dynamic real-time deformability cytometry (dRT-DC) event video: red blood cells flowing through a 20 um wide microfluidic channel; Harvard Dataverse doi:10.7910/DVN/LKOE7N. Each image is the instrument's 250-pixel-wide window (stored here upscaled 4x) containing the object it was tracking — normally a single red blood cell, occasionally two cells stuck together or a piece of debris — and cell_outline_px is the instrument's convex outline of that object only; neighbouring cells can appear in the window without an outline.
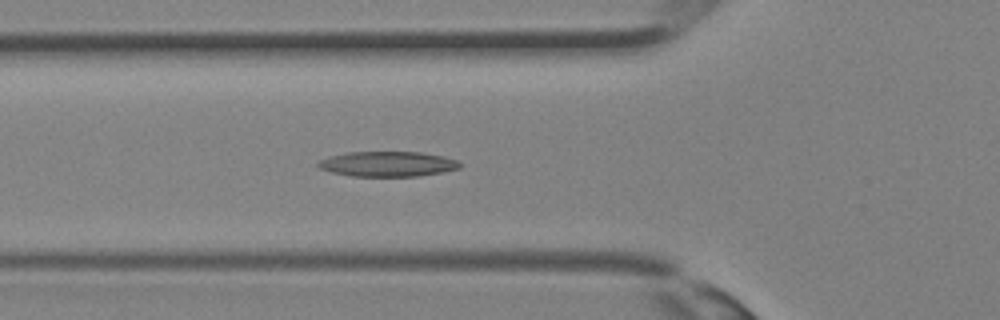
{"species": "Egyptian fruit bat (a non-hibernating species)", "species_latin": "Rousettus aegyptiacus", "temperature_condition": "room temperature", "stored_images_in_passage": 27, "camera_frame_rate_fps": 3000, "um_per_image_px": 0.085, "animal": {"sex": "female"}, "frame": {"image": 1, "passage_image": 6, "time_ms": 1.667, "image_size_px": [1000, 320], "cell_outline_px": [[460, 168], [444, 172], [416, 176], [348, 176], [332, 172], [320, 168], [316, 164], [320, 160], [328, 156], [348, 152], [424, 152], [444, 156], [456, 160], [460, 164]], "centroid_in_image_um": [32.95, 13.93], "position_along_channel_um": 92.9, "area_um2": 20.81}}
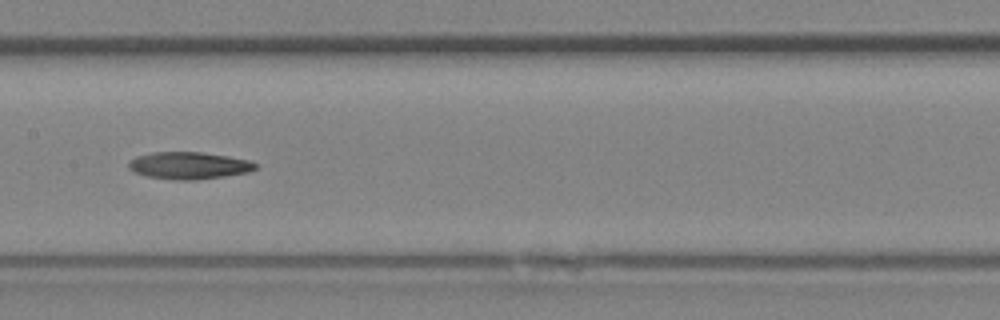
{"frame": {"image": 2, "passage_image": 11, "time_ms": 3.333, "image_size_px": [1000, 320], "cell_outline_px": [[256, 168], [248, 172], [224, 176], [196, 180], [172, 180], [148, 176], [136, 172], [128, 168], [128, 160], [136, 156], [152, 152], [200, 152], [228, 156], [252, 160], [256, 164]], "centroid_in_image_um": [16.05, 14.06], "position_along_channel_um": 191.4, "area_um2": 20.11}}
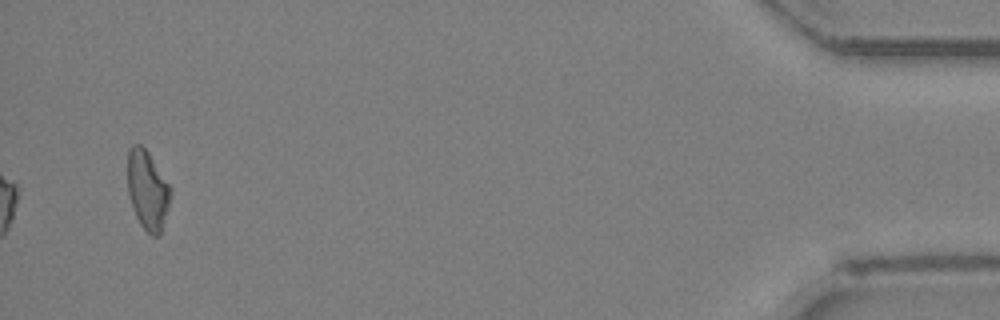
{"frame": {"image": 3, "passage_image": 27, "time_ms": 8.667, "image_size_px": [1000, 320], "cell_outline_px": [[172, 192], [168, 208], [160, 236], [152, 236], [140, 224], [136, 216], [128, 192], [128, 148], [132, 144], [140, 144], [148, 152], [172, 188]], "centroid_in_image_um": [12.55, 16.15], "position_along_channel_um": 422.6, "area_um2": 19.77}}